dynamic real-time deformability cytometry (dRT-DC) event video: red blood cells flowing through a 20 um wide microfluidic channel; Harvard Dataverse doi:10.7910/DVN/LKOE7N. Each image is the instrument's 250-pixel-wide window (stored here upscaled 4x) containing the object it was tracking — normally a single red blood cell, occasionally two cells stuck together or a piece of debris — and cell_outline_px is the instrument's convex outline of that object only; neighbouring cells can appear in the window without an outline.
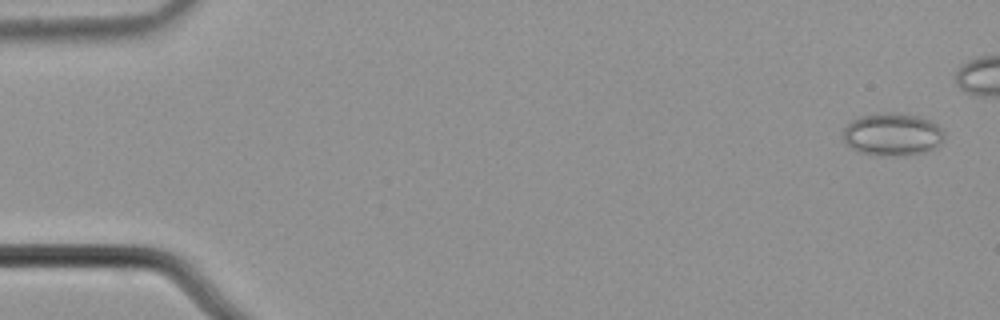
{"species": "common noctule bat (a hibernating species)", "species_latin": "Nyctalus noctula", "temperature_condition": "cold", "stored_images_in_passage": 6, "camera_frame_rate_fps": 3000, "um_per_image_px": 0.085, "animal": {"sex": "male", "body_mass_g": 21.5, "forearm_length_mm": 52.0}, "frame": {"image": 1, "passage_image": 1, "time_ms": 0.0, "image_size_px": [1000, 320], "cell_outline_px": [[944, 136], [932, 148], [924, 152], [904, 156], [880, 156], [860, 152], [844, 144], [844, 128], [852, 120], [860, 116], [880, 112], [892, 112], [916, 116], [928, 120], [936, 124], [944, 132]], "centroid_in_image_um": [75.8, 11.43], "position_along_channel_um": 9.2, "area_um2": 25.03}}